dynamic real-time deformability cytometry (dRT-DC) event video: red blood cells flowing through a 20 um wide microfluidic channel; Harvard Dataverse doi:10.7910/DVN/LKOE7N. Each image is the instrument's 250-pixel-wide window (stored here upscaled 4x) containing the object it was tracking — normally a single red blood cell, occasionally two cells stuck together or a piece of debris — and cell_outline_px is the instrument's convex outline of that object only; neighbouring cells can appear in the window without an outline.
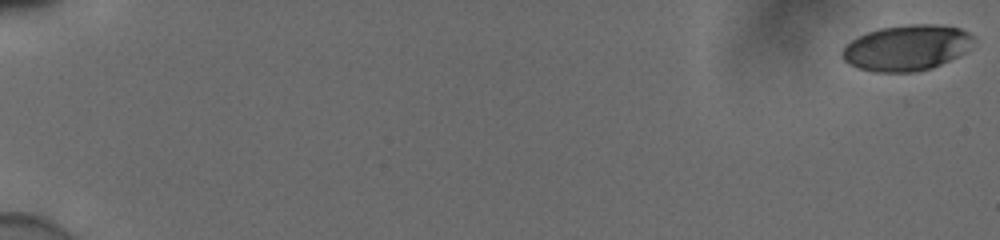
{"species": "human", "species_latin": "Homo sapiens", "temperature_condition": "cold", "stored_images_in_passage": 56, "camera_frame_rate_fps": 3000, "um_per_image_px": 0.085, "donor": {"sex": "male"}, "frame": {"image": 1, "passage_image": 1, "time_ms": 0.0, "image_size_px": [1000, 240], "cell_outline_px": [[976, 36], [972, 48], [960, 56], [932, 68], [916, 72], [872, 72], [848, 64], [844, 60], [840, 52], [852, 40], [868, 32], [880, 28], [912, 24], [936, 24], [960, 28]], "centroid_in_image_um": [77.13, 4.07], "position_along_channel_um": 7.9, "area_um2": 35.32}}
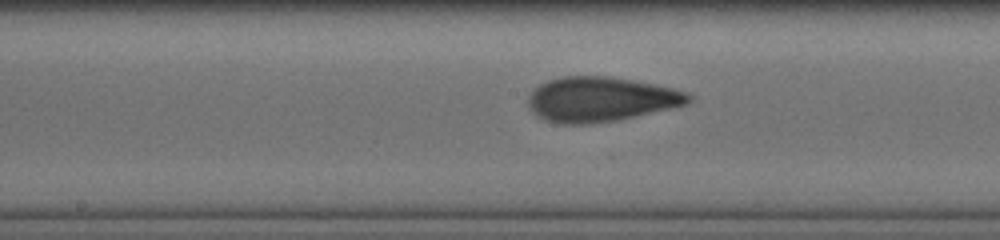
{"frame": {"image": 2, "passage_image": 32, "time_ms": 10.333, "image_size_px": [1000, 240], "cell_outline_px": [[696, 96], [688, 104], [672, 108], [620, 120], [584, 124], [564, 124], [544, 120], [528, 104], [528, 96], [540, 84], [548, 80], [564, 76], [608, 76], [632, 80], [672, 88], [688, 92]], "centroid_in_image_um": [51.13, 8.44], "position_along_channel_um": 197.1, "area_um2": 41.73}}
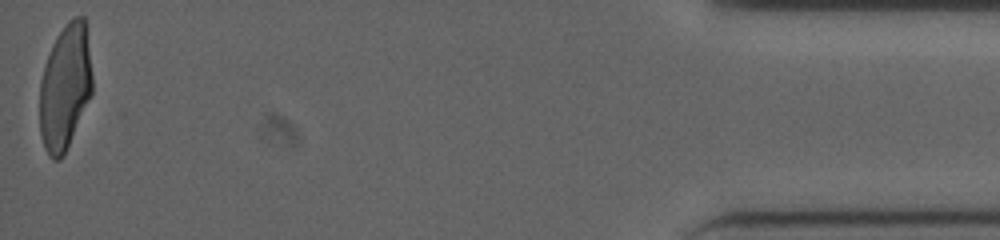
{"frame": {"image": 3, "passage_image": 56, "time_ms": 18.333, "image_size_px": [1000, 240], "cell_outline_px": [[92, 96], [64, 156], [60, 160], [52, 160], [48, 156], [44, 148], [40, 132], [40, 80], [52, 44], [56, 36], [68, 20], [76, 16], [84, 16], [88, 28], [92, 76]], "centroid_in_image_um": [5.56, 7.41], "position_along_channel_um": 429.6, "area_um2": 39.25}, "authors_computed_cell_mechanics": {"area_um2": 39.3329, "velocity_mm_per_s": 3.8948, "shape_relaxation_time_tau1_ms": 5.2013, "shape_relaxation_time_tau2_ms": 1.0427, "deformation_change_tau1": 0.1806, "deformation_change_tau2": 0.0719}}